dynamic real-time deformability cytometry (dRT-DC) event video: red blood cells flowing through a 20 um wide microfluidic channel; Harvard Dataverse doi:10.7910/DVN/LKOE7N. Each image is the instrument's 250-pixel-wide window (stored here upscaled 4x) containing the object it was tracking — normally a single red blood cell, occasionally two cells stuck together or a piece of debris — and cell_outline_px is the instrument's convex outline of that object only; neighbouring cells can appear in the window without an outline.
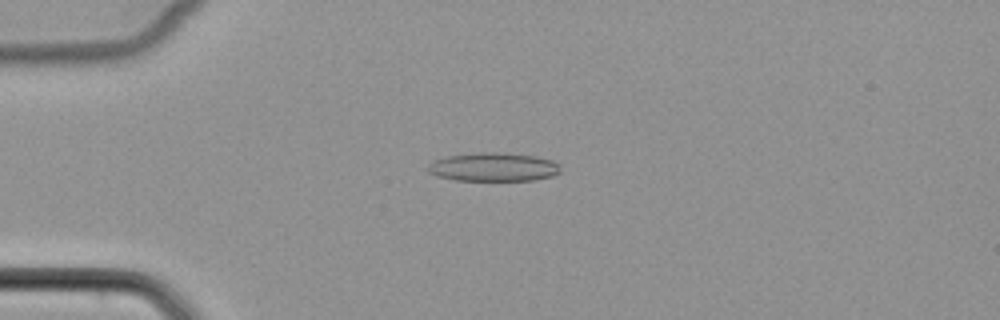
{"species": "common noctule bat (a hibernating species)", "species_latin": "Nyctalus noctula", "temperature_condition": "cold", "stored_images_in_passage": 46, "camera_frame_rate_fps": 3000, "um_per_image_px": 0.085, "animal": {"sex": "female", "body_mass_g": 22.7, "forearm_length_mm": 54.2}, "frame": {"image": 1, "passage_image": 8, "time_ms": 2.333, "image_size_px": [1000, 320], "cell_outline_px": [[560, 172], [552, 176], [532, 180], [456, 180], [440, 176], [428, 172], [428, 164], [432, 160], [448, 156], [480, 152], [496, 152], [536, 156], [552, 160], [560, 164]], "centroid_in_image_um": [41.96, 14.19], "position_along_channel_um": 43.0, "area_um2": 22.02}}
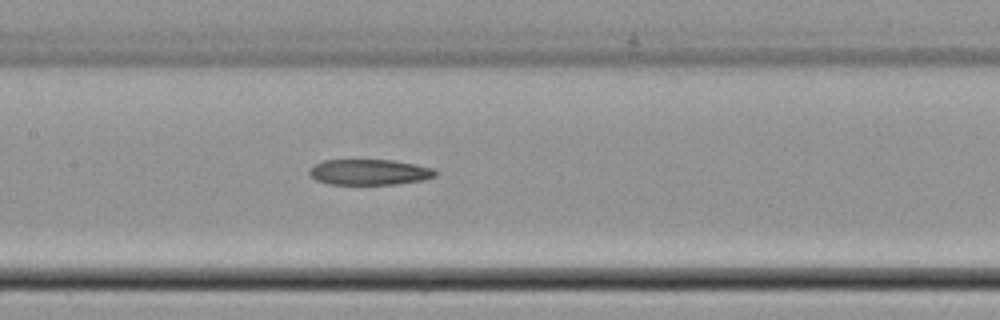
{"frame": {"image": 2, "passage_image": 20, "time_ms": 6.333, "image_size_px": [1000, 320], "cell_outline_px": [[436, 176], [424, 180], [396, 184], [328, 184], [316, 180], [308, 172], [308, 168], [312, 164], [324, 160], [392, 160], [416, 164], [432, 168], [436, 172]], "centroid_in_image_um": [31.36, 14.62], "position_along_channel_um": 176.0, "area_um2": 18.96}}
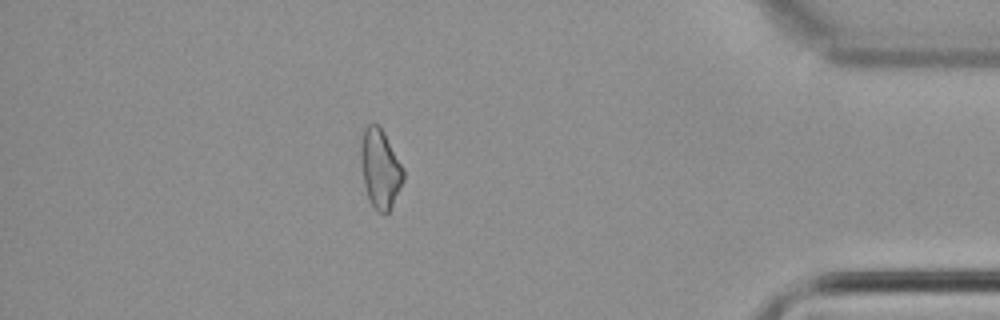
{"frame": {"image": 3, "passage_image": 40, "time_ms": 13.0, "image_size_px": [1000, 320], "cell_outline_px": [[404, 180], [388, 212], [384, 216], [376, 212], [368, 200], [364, 184], [360, 160], [360, 144], [364, 128], [368, 124], [380, 124], [404, 168]], "centroid_in_image_um": [32.3, 14.34], "position_along_channel_um": 402.9, "area_um2": 20.0}}